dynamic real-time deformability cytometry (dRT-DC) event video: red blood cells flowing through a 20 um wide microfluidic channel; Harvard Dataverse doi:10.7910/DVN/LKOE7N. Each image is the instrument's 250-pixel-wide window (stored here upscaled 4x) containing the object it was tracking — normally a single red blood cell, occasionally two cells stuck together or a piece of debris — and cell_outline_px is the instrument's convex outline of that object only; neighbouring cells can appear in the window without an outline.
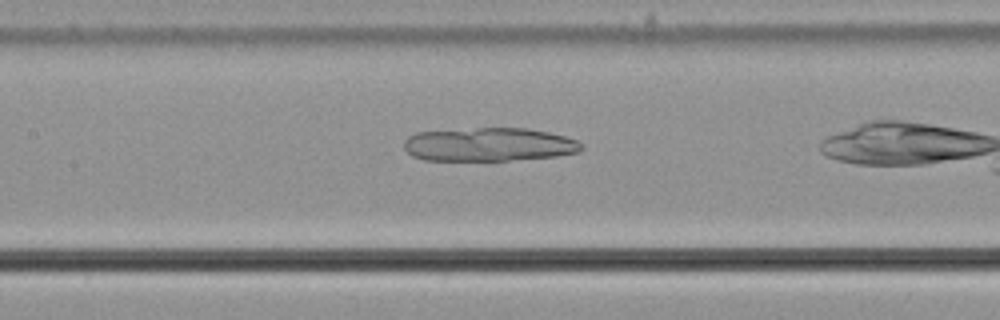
{"species": "common noctule bat (a hibernating species)", "species_latin": "Nyctalus noctula", "temperature_condition": "cold", "stored_images_in_passage": 42, "camera_frame_rate_fps": 3000, "um_per_image_px": 0.085, "animal": {"sex": "male", "body_mass_g": 21.5, "forearm_length_mm": 52.0}, "frame": {"image": 1, "passage_image": 24, "time_ms": 7.667, "image_size_px": [1000, 320], "cell_outline_px": [[584, 148], [580, 152], [556, 156], [508, 160], [424, 160], [412, 156], [404, 148], [404, 140], [408, 136], [416, 132], [480, 128], [528, 128], [548, 132], [564, 136], [576, 140], [584, 144]], "centroid_in_image_um": [41.58, 12.28], "position_along_channel_um": 165.8, "area_um2": 34.74}}
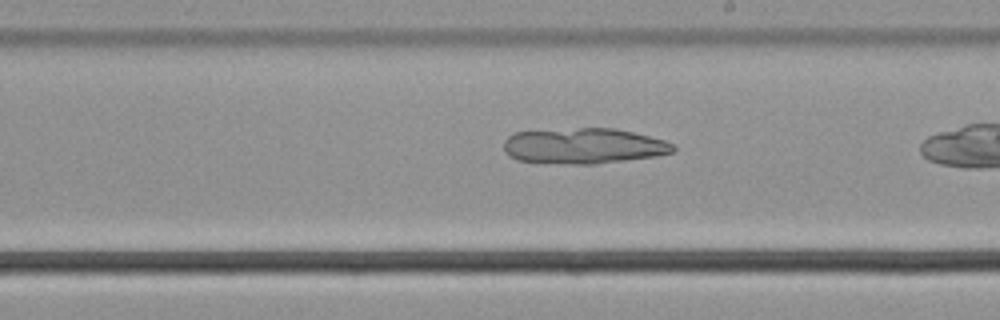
{"frame": {"image": 2, "passage_image": 30, "time_ms": 9.667, "image_size_px": [1000, 320], "cell_outline_px": [[676, 148], [672, 152], [656, 156], [596, 164], [564, 164], [516, 160], [504, 152], [504, 140], [512, 132], [580, 128], [616, 128], [664, 140], [672, 144]], "centroid_in_image_um": [49.57, 12.41], "position_along_channel_um": 239.4, "area_um2": 35.2}}